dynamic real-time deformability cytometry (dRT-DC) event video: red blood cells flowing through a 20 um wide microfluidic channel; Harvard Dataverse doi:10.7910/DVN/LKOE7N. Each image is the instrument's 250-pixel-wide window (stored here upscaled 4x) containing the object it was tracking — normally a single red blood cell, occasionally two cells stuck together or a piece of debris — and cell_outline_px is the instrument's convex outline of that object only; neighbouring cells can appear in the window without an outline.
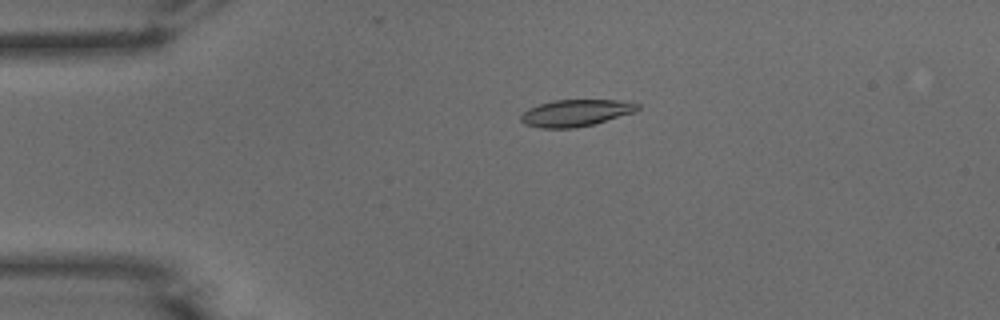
{"species": "common noctule bat (a hibernating species)", "species_latin": "Nyctalus noctula", "temperature_condition": "warm", "stored_images_in_passage": 51, "camera_frame_rate_fps": 3000, "um_per_image_px": 0.085, "animal": {"sex": "male", "body_mass_g": 15.6}, "frame": {"image": 1, "passage_image": 11, "time_ms": 3.333, "image_size_px": [1000, 320], "cell_outline_px": [[640, 108], [636, 112], [592, 124], [576, 128], [540, 128], [524, 124], [520, 120], [520, 116], [528, 108], [552, 100], [620, 100], [640, 104]], "centroid_in_image_um": [48.94, 9.6], "position_along_channel_um": 36.1, "area_um2": 18.26}}
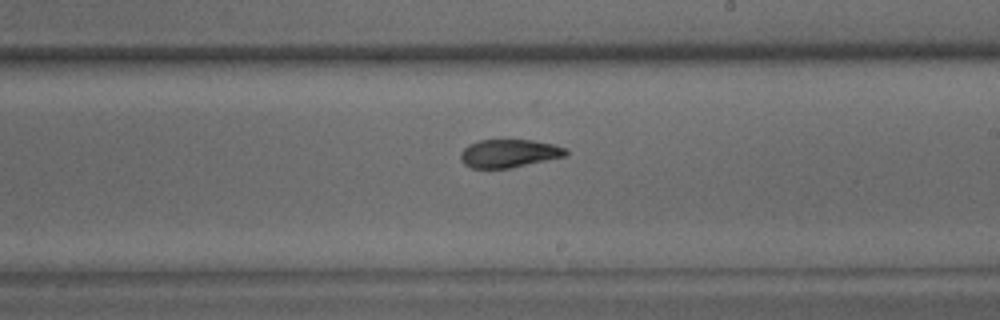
{"frame": {"image": 2, "passage_image": 30, "time_ms": 9.667, "image_size_px": [1000, 320], "cell_outline_px": [[568, 152], [564, 156], [512, 168], [472, 168], [464, 164], [460, 160], [460, 152], [468, 144], [480, 140], [532, 140], [552, 144], [568, 148]], "centroid_in_image_um": [43.24, 13.04], "position_along_channel_um": 245.8, "area_um2": 17.28}}
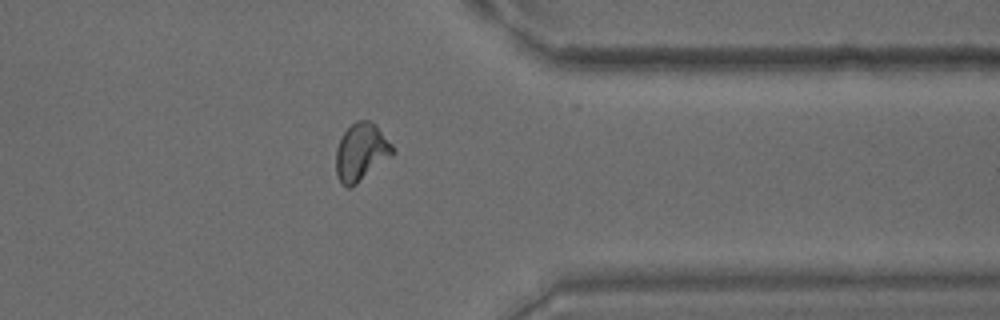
{"frame": {"image": 3, "passage_image": 41, "time_ms": 13.333, "image_size_px": [1000, 320], "cell_outline_px": [[396, 152], [392, 156], [356, 184], [348, 188], [340, 184], [336, 176], [336, 148], [344, 132], [356, 120], [368, 120], [376, 124], [396, 148]], "centroid_in_image_um": [30.72, 12.93], "position_along_channel_um": 380.7, "area_um2": 19.25}, "authors_computed_cell_mechanics": {"area_um2": 18.3804, "velocity_mm_per_s": 3.9, "shape_relaxation_time_tau1_ms": 6.8933, "shape_relaxation_time_tau2_ms": 1.8212, "deformation_change_tau1": 0.2058, "deformation_change_tau2": 0.0669}}